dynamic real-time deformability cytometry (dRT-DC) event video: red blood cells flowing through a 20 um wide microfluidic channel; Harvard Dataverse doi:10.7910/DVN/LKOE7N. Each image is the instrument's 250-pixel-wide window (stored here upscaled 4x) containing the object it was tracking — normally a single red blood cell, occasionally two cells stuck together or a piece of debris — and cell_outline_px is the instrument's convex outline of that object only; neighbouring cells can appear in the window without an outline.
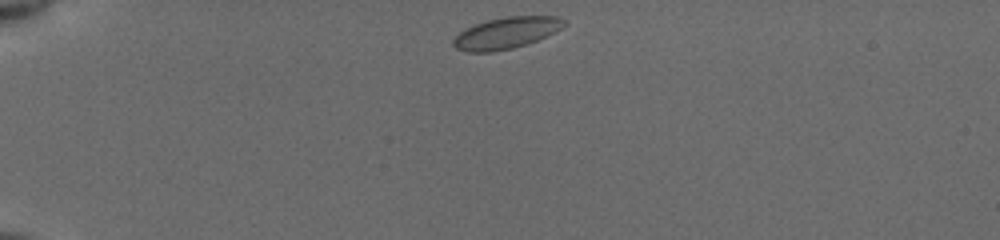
{"species": "common noctule bat (a hibernating species)", "species_latin": "Nyctalus noctula", "temperature_condition": "cold", "stored_images_in_passage": 41, "camera_frame_rate_fps": 3000, "um_per_image_px": 0.085, "animal": {"sex": "female", "body_mass_g": 19.5, "forearm_length_mm": 54.1}, "frame": {"image": 1, "passage_image": 1, "time_ms": 0.0, "image_size_px": [1000, 240], "cell_outline_px": [[568, 24], [556, 32], [536, 40], [512, 48], [492, 52], [468, 52], [456, 48], [452, 44], [452, 40], [464, 28], [472, 24], [488, 20], [508, 16], [560, 16], [568, 20]], "centroid_in_image_um": [43.06, 2.78], "position_along_channel_um": 41.9, "area_um2": 20.52}}
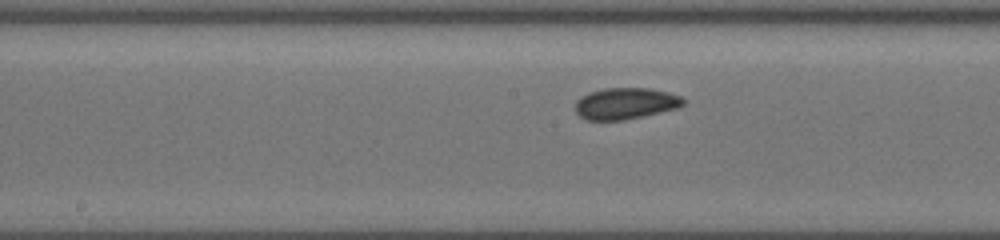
{"frame": {"image": 2, "passage_image": 17, "time_ms": 5.333, "image_size_px": [1000, 240], "cell_outline_px": [[684, 104], [680, 108], [644, 116], [624, 120], [584, 120], [576, 112], [576, 100], [588, 92], [604, 88], [652, 88], [668, 92], [680, 96], [684, 100]], "centroid_in_image_um": [53.18, 8.8], "position_along_channel_um": 195.0, "area_um2": 20.0}}
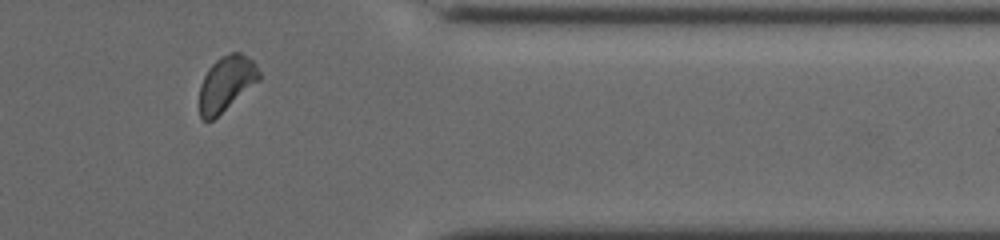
{"frame": {"image": 3, "passage_image": 33, "time_ms": 10.667, "image_size_px": [1000, 240], "cell_outline_px": [[260, 80], [212, 120], [204, 120], [200, 116], [200, 84], [208, 68], [216, 60], [232, 52], [240, 52], [252, 60], [256, 64], [260, 72]], "centroid_in_image_um": [19.24, 7.08], "position_along_channel_um": 392.2, "area_um2": 18.84}, "authors_computed_cell_mechanics": {"area_um2": 19.5364, "velocity_mm_per_s": 3.8809, "shape_relaxation_time_tau1_ms": 3.3025, "shape_relaxation_time_tau2_ms": null, "deformation_change_tau1": 0.0534, "deformation_change_tau2": null}}